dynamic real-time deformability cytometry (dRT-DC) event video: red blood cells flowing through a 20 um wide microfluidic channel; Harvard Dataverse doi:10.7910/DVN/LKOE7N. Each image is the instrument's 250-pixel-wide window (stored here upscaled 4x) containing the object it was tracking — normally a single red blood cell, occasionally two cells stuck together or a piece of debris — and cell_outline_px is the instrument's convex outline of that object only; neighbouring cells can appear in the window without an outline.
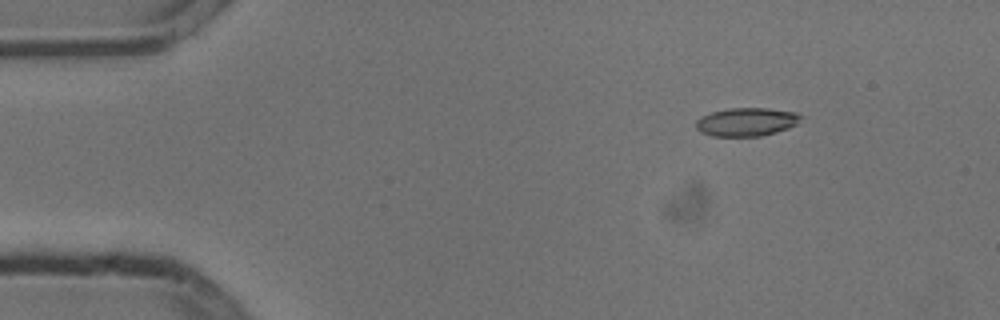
{"species": "common noctule bat (a hibernating species)", "species_latin": "Nyctalus noctula", "temperature_condition": "cold", "stored_images_in_passage": 4, "camera_frame_rate_fps": 3000, "um_per_image_px": 0.085, "animal": {"sex": "male", "body_mass_g": 13.3}, "frame": {"image": 1, "passage_image": 2, "time_ms": 0.333, "image_size_px": [1000, 320], "cell_outline_px": [[804, 116], [796, 124], [788, 128], [776, 132], [760, 136], [712, 136], [700, 132], [696, 128], [696, 120], [700, 116], [712, 112], [728, 108], [768, 108], [796, 112]], "centroid_in_image_um": [63.45, 10.35], "position_along_channel_um": 21.6, "area_um2": 17.46}}
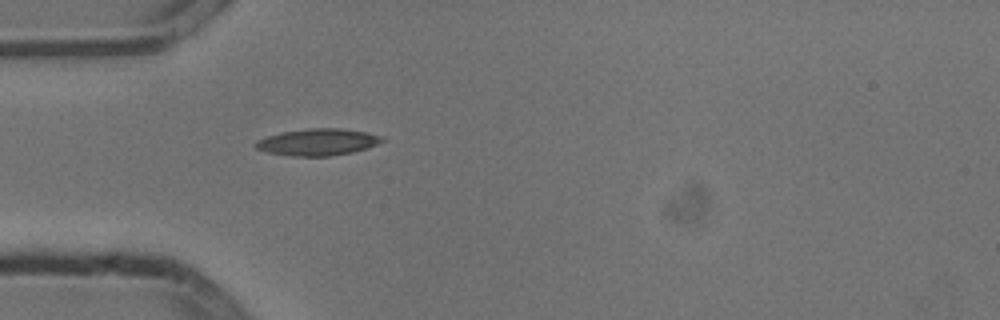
{"frame": {"image": 2, "passage_image": 4, "time_ms": 1.0, "image_size_px": [1000, 320], "cell_outline_px": [[388, 140], [368, 148], [352, 152], [328, 156], [292, 156], [268, 152], [256, 148], [252, 144], [256, 140], [268, 136], [284, 132], [308, 128], [340, 128], [364, 132], [380, 136]], "centroid_in_image_um": [27.02, 12.08], "position_along_channel_um": 58.0, "area_um2": 19.65}}